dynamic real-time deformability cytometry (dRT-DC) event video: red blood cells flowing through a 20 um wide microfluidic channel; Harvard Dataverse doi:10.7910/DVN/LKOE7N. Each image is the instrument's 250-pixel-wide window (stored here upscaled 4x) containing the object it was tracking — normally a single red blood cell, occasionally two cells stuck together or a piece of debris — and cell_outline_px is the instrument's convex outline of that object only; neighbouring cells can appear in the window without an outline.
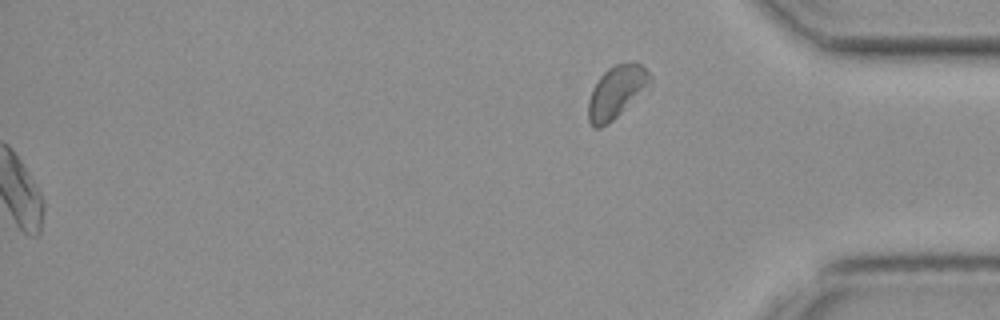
{"species": "common noctule bat (a hibernating species)", "species_latin": "Nyctalus noctula", "temperature_condition": "cold", "stored_images_in_passage": 50, "segment_of_instrument_passage": [2, 2], "camera_frame_rate_fps": 3000, "um_per_image_px": 0.085, "animal": {"sex": "female", "body_mass_g": 19.3, "forearm_length_mm": 54.1}, "frame": {"image": 1, "passage_image": 50, "time_ms": 16.333, "image_size_px": [1000, 320], "cell_outline_px": [[652, 84], [608, 124], [600, 128], [596, 128], [588, 120], [588, 100], [592, 88], [600, 76], [608, 68], [616, 64], [632, 60], [636, 60], [652, 76]], "centroid_in_image_um": [52.41, 7.77], "position_along_channel_um": 382.8, "area_um2": 19.02}}